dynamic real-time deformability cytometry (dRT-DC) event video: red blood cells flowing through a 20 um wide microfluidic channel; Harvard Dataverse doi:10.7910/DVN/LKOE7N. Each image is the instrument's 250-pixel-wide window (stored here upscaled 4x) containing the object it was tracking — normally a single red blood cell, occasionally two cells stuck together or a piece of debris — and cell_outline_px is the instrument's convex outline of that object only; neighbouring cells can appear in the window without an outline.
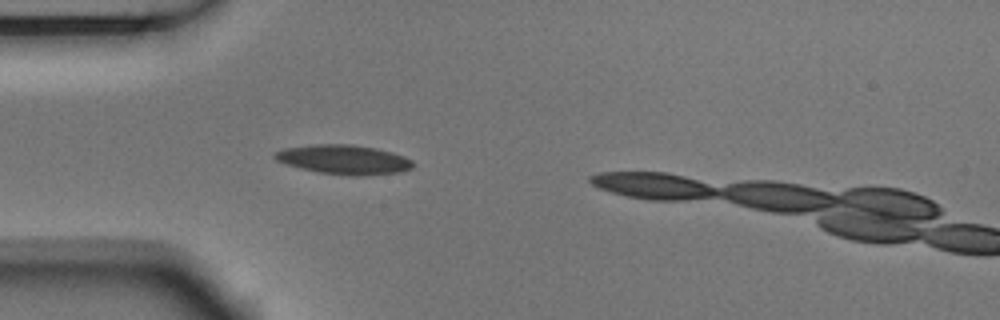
{"species": "Egyptian fruit bat (a non-hibernating species)", "species_latin": "Rousettus aegyptiacus", "temperature_condition": "room temperature", "stored_images_in_passage": 3, "camera_frame_rate_fps": 3000, "um_per_image_px": 0.085, "animal": {"sex": "male"}, "frame": {"image": 1, "passage_image": 2, "time_ms": 0.333, "image_size_px": [1000, 320], "cell_outline_px": [[416, 164], [412, 168], [400, 172], [364, 176], [348, 176], [316, 172], [284, 164], [276, 160], [272, 156], [276, 152], [284, 148], [316, 144], [352, 144], [376, 148], [392, 152], [404, 156], [412, 160]], "centroid_in_image_um": [29.24, 13.57], "position_along_channel_um": 55.8, "area_um2": 23.99}}